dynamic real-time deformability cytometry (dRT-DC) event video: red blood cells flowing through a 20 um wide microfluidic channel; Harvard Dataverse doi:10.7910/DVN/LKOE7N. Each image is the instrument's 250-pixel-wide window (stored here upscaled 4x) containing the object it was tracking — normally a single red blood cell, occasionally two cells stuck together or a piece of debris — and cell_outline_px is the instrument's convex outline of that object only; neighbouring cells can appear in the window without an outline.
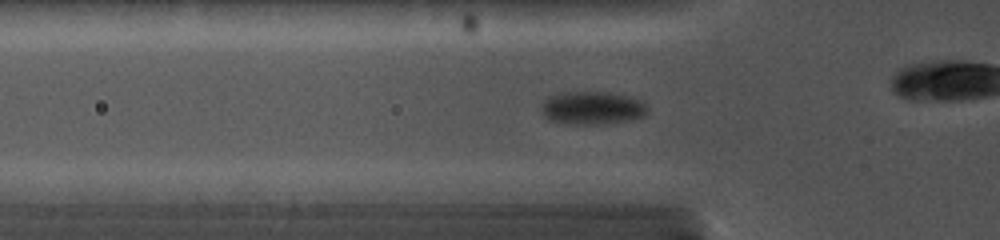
{"species": "common noctule bat (a hibernating species)", "species_latin": "Nyctalus noctula", "temperature_condition": "cold", "stored_images_in_passage": 37, "camera_frame_rate_fps": 5000, "um_per_image_px": 0.085, "animal": {"sex": "female", "body_mass_g": 19.0, "forearm_length_mm": 56.7}, "frame": {"image": 1, "passage_image": 14, "time_ms": 5.2, "image_size_px": [1000, 240], "cell_outline_px": [[648, 112], [644, 116], [628, 120], [600, 124], [568, 124], [548, 120], [544, 116], [540, 104], [548, 96], [560, 92], [608, 92], [632, 96], [640, 100], [648, 108]], "centroid_in_image_um": [50.31, 9.16], "position_along_channel_um": 75.5, "area_um2": 20.69}}
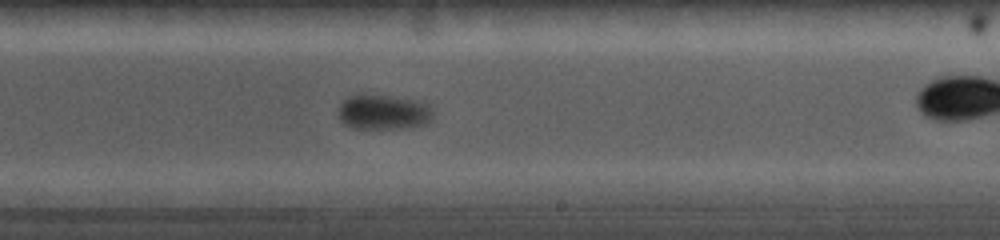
{"frame": {"image": 2, "passage_image": 24, "time_ms": 9.8, "image_size_px": [1000, 240], "cell_outline_px": [[432, 120], [424, 124], [404, 128], [352, 128], [344, 124], [340, 120], [340, 104], [344, 100], [356, 92], [388, 96], [416, 100], [428, 104], [432, 112]], "centroid_in_image_um": [32.57, 9.51], "position_along_channel_um": 256.4, "area_um2": 19.36}}
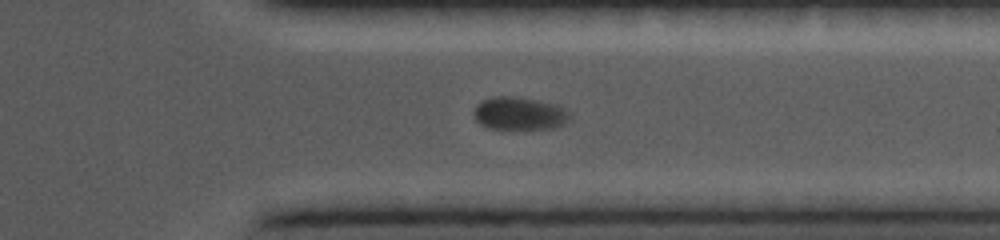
{"frame": {"image": 3, "passage_image": 30, "time_ms": 12.6, "image_size_px": [1000, 240], "cell_outline_px": [[572, 116], [564, 124], [552, 128], [488, 128], [480, 124], [476, 120], [472, 112], [476, 104], [480, 100], [492, 96], [512, 96], [536, 100], [556, 104], [564, 108]], "centroid_in_image_um": [44.11, 9.62], "position_along_channel_um": 367.3, "area_um2": 18.44}}